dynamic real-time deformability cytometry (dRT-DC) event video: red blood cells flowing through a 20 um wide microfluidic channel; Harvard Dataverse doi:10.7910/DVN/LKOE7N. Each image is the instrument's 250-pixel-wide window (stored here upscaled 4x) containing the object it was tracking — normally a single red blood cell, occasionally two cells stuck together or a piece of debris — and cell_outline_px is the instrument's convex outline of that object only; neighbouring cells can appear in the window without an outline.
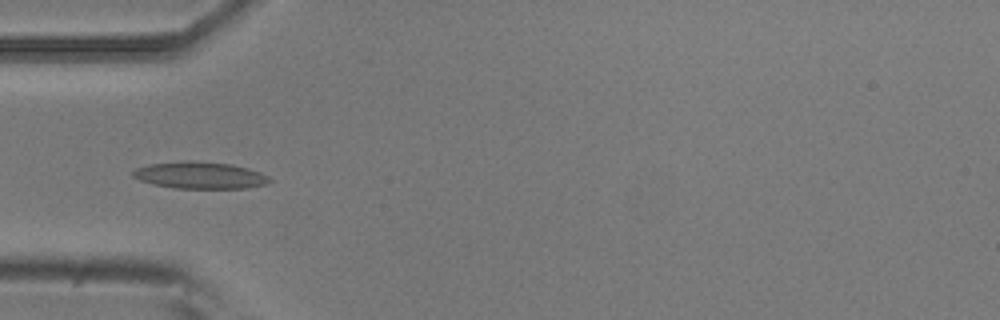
{"species": "common noctule bat (a hibernating species)", "species_latin": "Nyctalus noctula", "temperature_condition": "room temperature", "stored_images_in_passage": 6, "camera_frame_rate_fps": 3000, "um_per_image_px": 0.085, "animal": {"sex": "male", "body_mass_g": 20.5, "forearm_length_mm": 52.5}, "frame": {"image": 1, "passage_image": 4, "time_ms": 3.333, "image_size_px": [1000, 320], "cell_outline_px": [[272, 180], [268, 184], [244, 188], [176, 188], [152, 184], [140, 180], [132, 176], [132, 172], [136, 168], [148, 164], [180, 160], [188, 160], [228, 164], [248, 168], [260, 172], [268, 176]], "centroid_in_image_um": [16.98, 14.89], "position_along_channel_um": 68.0, "area_um2": 21.44}}
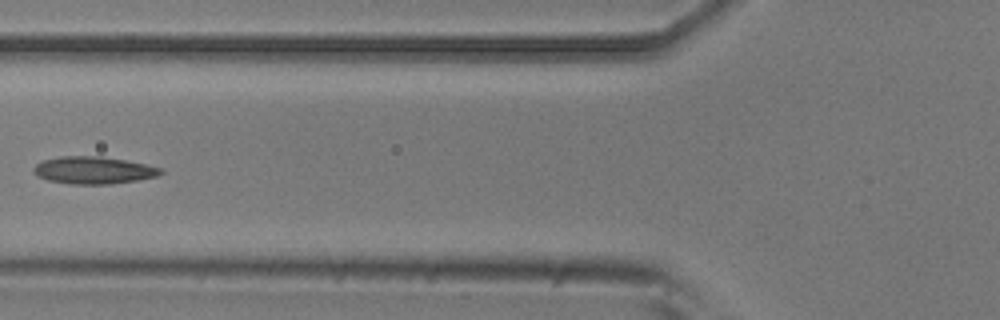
{"frame": {"image": 2, "passage_image": 5, "time_ms": 4.667, "image_size_px": [1000, 320], "cell_outline_px": [[164, 172], [156, 176], [136, 180], [112, 184], [72, 184], [48, 180], [36, 176], [32, 172], [32, 168], [36, 164], [44, 160], [60, 156], [100, 156], [124, 160], [144, 164], [160, 168]], "centroid_in_image_um": [7.89, 14.47], "position_along_channel_um": 117.9, "area_um2": 20.11}}
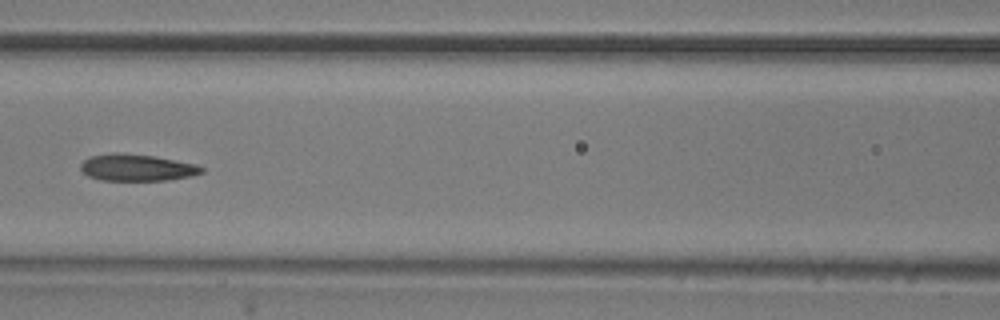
{"frame": {"image": 3, "passage_image": 6, "time_ms": 5.667, "image_size_px": [1000, 320], "cell_outline_px": [[204, 172], [192, 176], [168, 180], [100, 180], [88, 176], [80, 168], [80, 164], [84, 160], [92, 156], [116, 152], [152, 156], [196, 164], [204, 168]], "centroid_in_image_um": [11.64, 14.25], "position_along_channel_um": 155.0, "area_um2": 18.73}}